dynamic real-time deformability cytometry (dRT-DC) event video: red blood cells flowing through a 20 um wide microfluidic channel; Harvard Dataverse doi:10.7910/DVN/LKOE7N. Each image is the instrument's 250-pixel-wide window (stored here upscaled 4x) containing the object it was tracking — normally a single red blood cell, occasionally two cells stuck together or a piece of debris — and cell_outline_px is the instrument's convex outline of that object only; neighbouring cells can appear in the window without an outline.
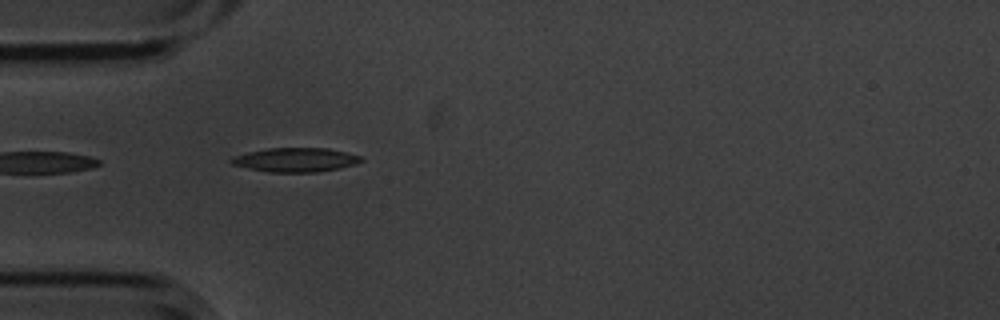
{"species": "common noctule bat (a hibernating species)", "species_latin": "Nyctalus noctula", "temperature_condition": "cold", "stored_images_in_passage": 12, "camera_frame_rate_fps": 3000, "um_per_image_px": 0.085, "animal": {"sex": "male", "body_mass_g": 20.1, "forearm_length_mm": 53.5}, "frame": {"image": 1, "passage_image": 2, "time_ms": 0.333, "image_size_px": [1000, 320], "cell_outline_px": [[364, 160], [356, 164], [340, 168], [316, 172], [268, 172], [248, 168], [232, 164], [228, 160], [232, 156], [248, 152], [268, 148], [328, 148], [360, 156]], "centroid_in_image_um": [25.1, 13.58], "position_along_channel_um": 59.9, "area_um2": 18.21}}
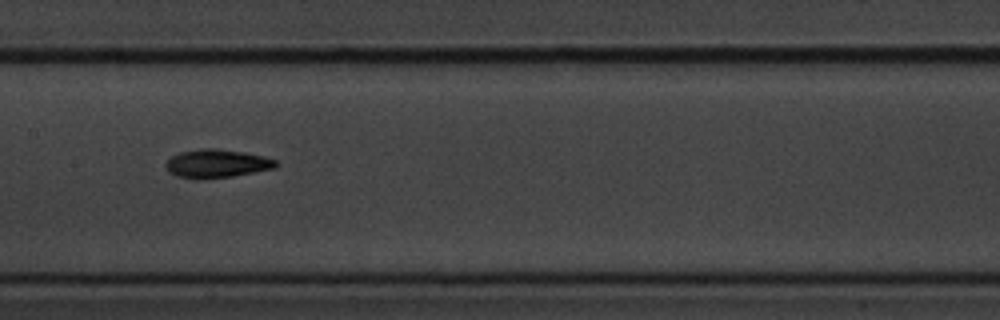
{"frame": {"image": 2, "passage_image": 5, "time_ms": 1.333, "image_size_px": [1000, 320], "cell_outline_px": [[280, 164], [276, 168], [232, 176], [200, 180], [196, 180], [176, 176], [168, 172], [164, 164], [172, 156], [180, 152], [200, 148], [216, 148], [244, 152], [264, 156], [276, 160]], "centroid_in_image_um": [18.42, 13.91], "position_along_channel_um": 189.0, "area_um2": 18.55}}
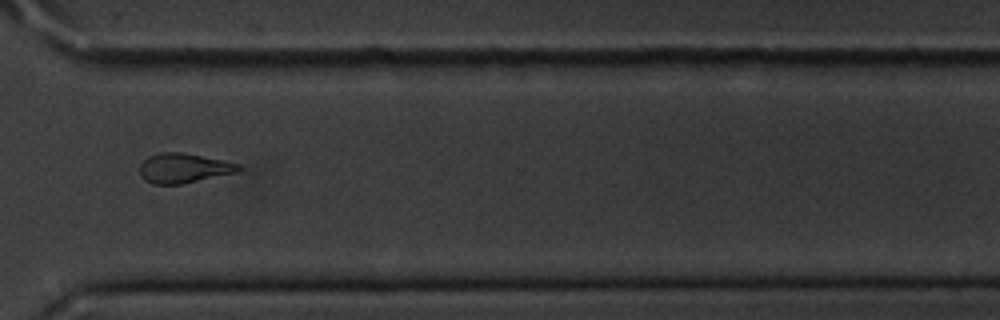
{"frame": {"image": 3, "passage_image": 9, "time_ms": 2.667, "image_size_px": [1000, 320], "cell_outline_px": [[244, 168], [236, 172], [180, 184], [152, 184], [144, 180], [140, 176], [140, 164], [148, 156], [164, 152], [180, 152], [224, 160], [240, 164]], "centroid_in_image_um": [15.6, 14.29], "position_along_channel_um": 355.0, "area_um2": 16.99}}